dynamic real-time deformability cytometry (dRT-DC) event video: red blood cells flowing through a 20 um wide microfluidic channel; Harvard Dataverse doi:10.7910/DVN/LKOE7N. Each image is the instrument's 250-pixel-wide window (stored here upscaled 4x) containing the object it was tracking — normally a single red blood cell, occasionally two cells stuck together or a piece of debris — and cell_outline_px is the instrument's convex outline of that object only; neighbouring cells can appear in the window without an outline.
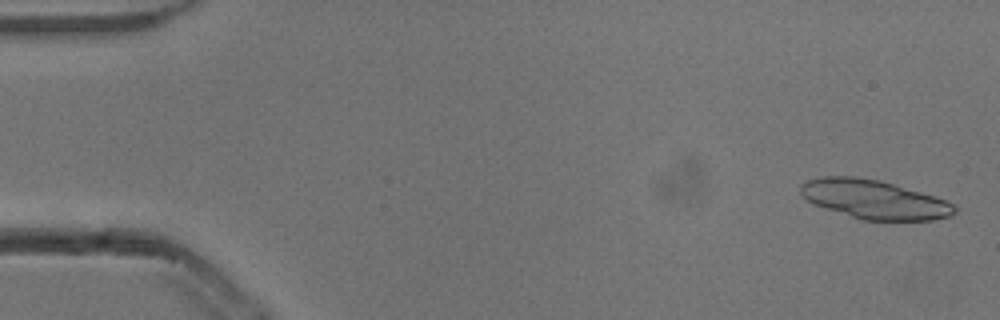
{"species": "common noctule bat (a hibernating species)", "species_latin": "Nyctalus noctula", "temperature_condition": "cold", "stored_images_in_passage": 52, "camera_frame_rate_fps": 3000, "um_per_image_px": 0.085, "animal": {"sex": "male", "body_mass_g": 13.3}, "frame": {"image": 1, "passage_image": 2, "time_ms": 0.333, "image_size_px": [1000, 320], "cell_outline_px": [[956, 212], [948, 216], [932, 220], [860, 220], [812, 204], [800, 192], [800, 184], [808, 180], [824, 176], [852, 176], [880, 180], [920, 192], [944, 200], [952, 204], [956, 208]], "centroid_in_image_um": [74.25, 16.95], "position_along_channel_um": 10.8, "area_um2": 34.62}}
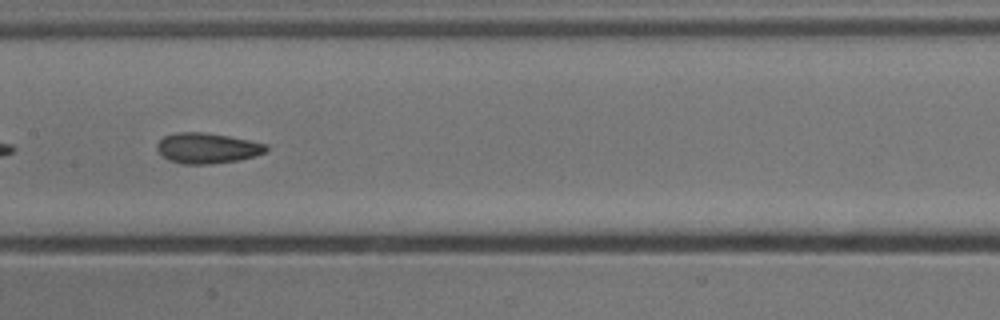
{"frame": {"image": 2, "passage_image": 27, "time_ms": 8.667, "image_size_px": [1000, 320], "cell_outline_px": [[268, 148], [264, 152], [256, 156], [236, 160], [208, 164], [184, 164], [168, 160], [156, 148], [156, 144], [164, 136], [176, 132], [204, 132], [228, 136], [268, 144]], "centroid_in_image_um": [17.6, 12.58], "position_along_channel_um": 189.8, "area_um2": 19.25}}
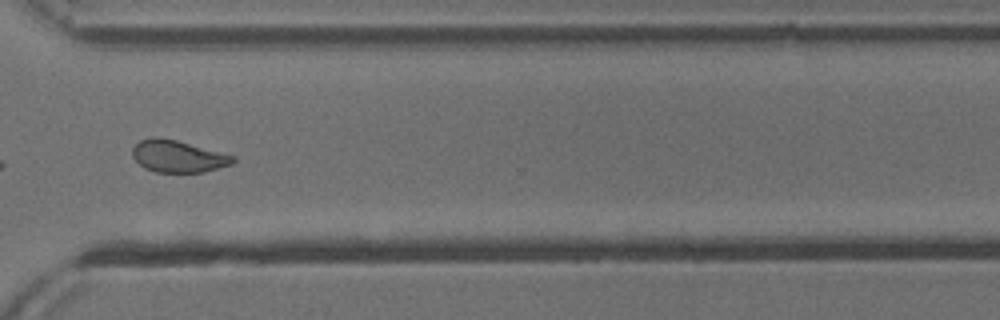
{"frame": {"image": 3, "passage_image": 40, "time_ms": 13.0, "image_size_px": [1000, 320], "cell_outline_px": [[236, 160], [232, 164], [204, 172], [156, 172], [144, 168], [132, 156], [132, 148], [140, 140], [152, 136], [160, 136], [176, 140], [236, 156]], "centroid_in_image_um": [15.12, 13.28], "position_along_channel_um": 355.5, "area_um2": 18.84}, "authors_computed_cell_mechanics": {"area_um2": 19.652, "velocity_mm_per_s": 3.8424, "shape_relaxation_time_tau1_ms": 5.7733, "shape_relaxation_time_tau2_ms": 2.0101, "deformation_change_tau1": 0.1225, "deformation_change_tau2": 0.0813}}